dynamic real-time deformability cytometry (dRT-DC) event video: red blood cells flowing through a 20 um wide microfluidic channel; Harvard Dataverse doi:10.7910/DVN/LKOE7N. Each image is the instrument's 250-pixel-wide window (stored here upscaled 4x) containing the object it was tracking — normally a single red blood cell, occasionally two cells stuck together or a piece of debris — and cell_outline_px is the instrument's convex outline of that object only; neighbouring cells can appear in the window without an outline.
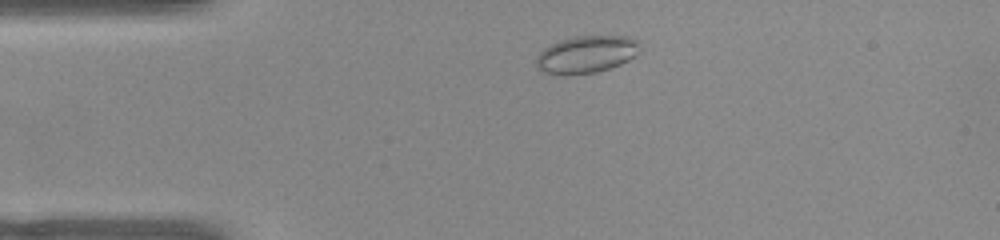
{"species": "common noctule bat (a hibernating species)", "species_latin": "Nyctalus noctula", "temperature_condition": "warm", "stored_images_in_passage": 46, "camera_frame_rate_fps": 3000, "um_per_image_px": 0.085, "animal": {"sex": "female", "body_mass_g": 22.0, "forearm_length_mm": 56.7}, "frame": {"image": 1, "passage_image": 5, "time_ms": 1.333, "image_size_px": [1000, 240], "cell_outline_px": [[640, 44], [636, 56], [620, 64], [596, 72], [544, 72], [536, 68], [536, 56], [544, 48], [552, 44], [576, 36], [628, 36], [636, 40]], "centroid_in_image_um": [49.88, 4.58], "position_along_channel_um": 35.1, "area_um2": 21.73}}
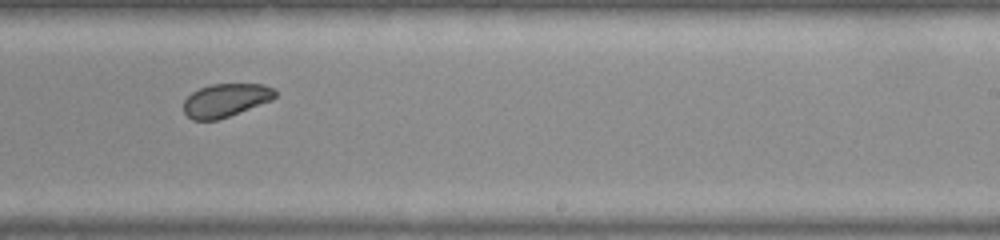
{"frame": {"image": 2, "passage_image": 26, "time_ms": 8.333, "image_size_px": [1000, 240], "cell_outline_px": [[276, 96], [272, 100], [228, 116], [216, 120], [192, 120], [184, 112], [184, 100], [192, 92], [200, 88], [212, 84], [264, 84], [272, 88], [276, 92]], "centroid_in_image_um": [19.17, 8.51], "position_along_channel_um": 269.8, "area_um2": 17.57}}
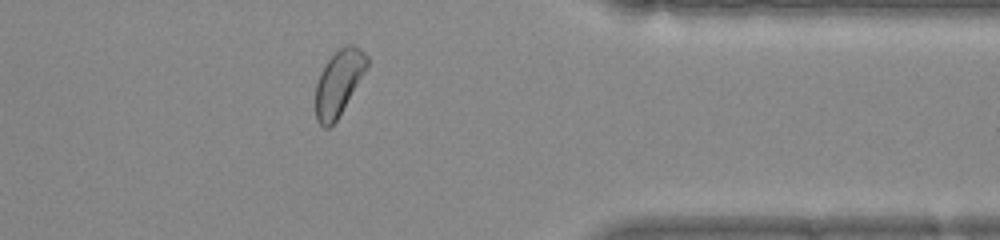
{"frame": {"image": 3, "passage_image": 36, "time_ms": 11.667, "image_size_px": [1000, 240], "cell_outline_px": [[368, 64], [364, 72], [336, 120], [328, 128], [324, 128], [316, 120], [316, 84], [320, 72], [328, 60], [344, 44], [352, 44], [360, 48], [368, 56]], "centroid_in_image_um": [28.78, 7.01], "position_along_channel_um": 382.6, "area_um2": 19.13}, "authors_computed_cell_mechanics": {"area_um2": 19.7676, "velocity_mm_per_s": 3.8374, "shape_relaxation_time_tau1_ms": 4.1662, "shape_relaxation_time_tau2_ms": null, "deformation_change_tau1": 0.0611, "deformation_change_tau2": null}}